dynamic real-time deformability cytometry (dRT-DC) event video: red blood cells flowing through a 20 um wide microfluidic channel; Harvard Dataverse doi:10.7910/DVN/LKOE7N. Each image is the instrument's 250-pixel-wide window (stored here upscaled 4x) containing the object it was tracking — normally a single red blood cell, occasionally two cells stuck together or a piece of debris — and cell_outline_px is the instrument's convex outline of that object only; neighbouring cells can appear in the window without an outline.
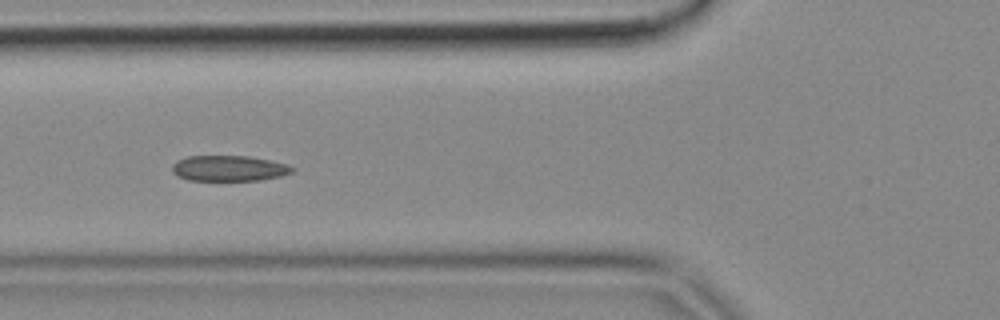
{"species": "common noctule bat (a hibernating species)", "species_latin": "Nyctalus noctula", "temperature_condition": "cold", "stored_images_in_passage": 9, "camera_frame_rate_fps": 3000, "um_per_image_px": 0.085, "animal": {"sex": "female", "body_mass_g": 18.4}, "frame": {"image": 1, "passage_image": 6, "time_ms": 1.667, "image_size_px": [1000, 320], "cell_outline_px": [[296, 168], [292, 172], [280, 176], [260, 180], [188, 180], [176, 176], [172, 172], [172, 164], [176, 160], [188, 156], [248, 156], [288, 164]], "centroid_in_image_um": [19.43, 14.3], "position_along_channel_um": 106.4, "area_um2": 17.98}}